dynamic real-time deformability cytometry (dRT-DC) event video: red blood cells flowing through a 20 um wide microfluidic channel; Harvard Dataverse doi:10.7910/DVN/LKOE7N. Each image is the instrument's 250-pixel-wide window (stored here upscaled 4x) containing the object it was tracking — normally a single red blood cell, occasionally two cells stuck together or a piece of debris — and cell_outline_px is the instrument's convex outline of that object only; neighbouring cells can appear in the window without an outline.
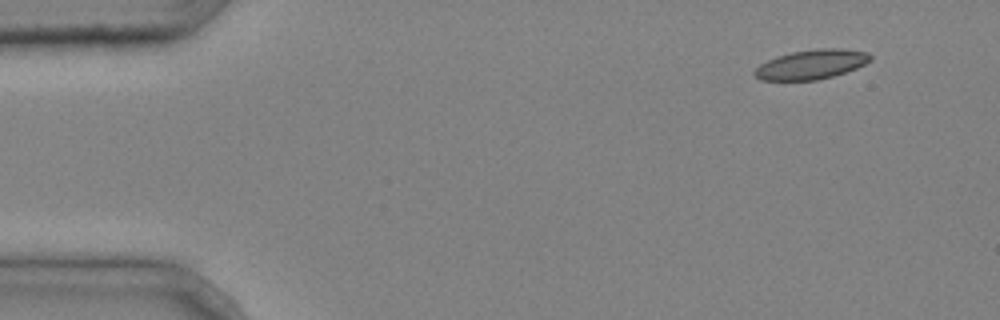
{"species": "common noctule bat (a hibernating species)", "species_latin": "Nyctalus noctula", "temperature_condition": "cold", "stored_images_in_passage": 3, "camera_frame_rate_fps": 3000, "um_per_image_px": 0.085, "animal": {"sex": "male", "body_mass_g": 20.4}, "frame": {"image": 1, "passage_image": 1, "time_ms": 0.0, "image_size_px": [1000, 320], "cell_outline_px": [[872, 60], [856, 68], [832, 76], [816, 80], [760, 80], [752, 72], [760, 64], [776, 56], [792, 52], [816, 48], [840, 48], [868, 52], [872, 56]], "centroid_in_image_um": [68.97, 5.46], "position_along_channel_um": 16.0, "area_um2": 19.88}}